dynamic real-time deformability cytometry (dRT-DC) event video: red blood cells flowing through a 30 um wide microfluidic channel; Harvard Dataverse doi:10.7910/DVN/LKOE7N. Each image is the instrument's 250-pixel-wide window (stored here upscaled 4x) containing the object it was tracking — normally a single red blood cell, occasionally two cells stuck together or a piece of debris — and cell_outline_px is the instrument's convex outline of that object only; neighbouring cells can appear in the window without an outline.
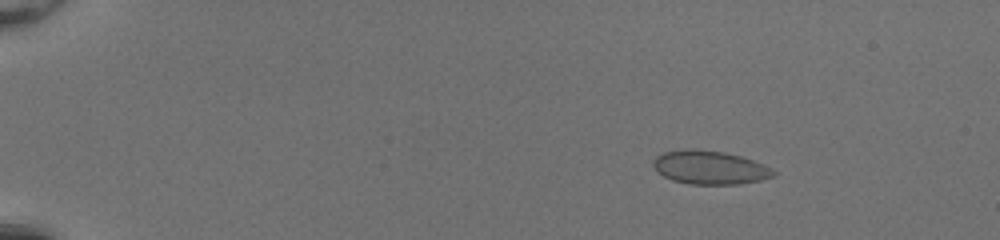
{"species": "common noctule bat (a hibernating species)", "species_latin": "Nyctalus noctula", "temperature_condition": "room temperature", "stored_images_in_passage": 53, "camera_frame_rate_fps": 3000, "um_per_image_px": 0.085, "animal": {"sex": "female", "body_mass_g": 20.0, "forearm_length_mm": 54.0}, "frame": {"image": 1, "passage_image": 9, "time_ms": 2.667, "image_size_px": [1000, 240], "cell_outline_px": [[776, 176], [760, 180], [740, 184], [688, 184], [672, 180], [664, 176], [652, 164], [652, 160], [656, 156], [664, 152], [688, 148], [696, 148], [724, 152], [740, 156], [752, 160], [772, 168], [776, 172]], "centroid_in_image_um": [60.34, 14.23], "position_along_channel_um": 24.7, "area_um2": 23.58}}
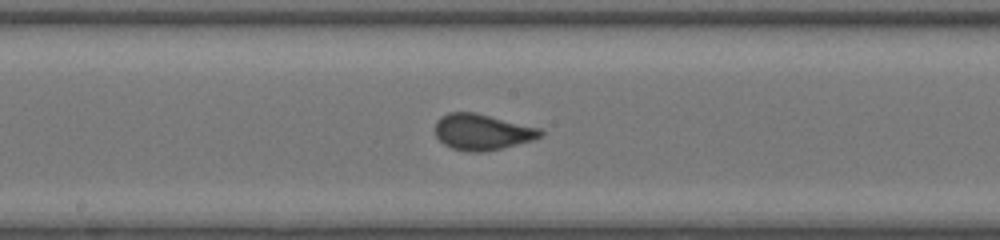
{"frame": {"image": 2, "passage_image": 31, "time_ms": 10.0, "image_size_px": [1000, 240], "cell_outline_px": [[544, 136], [532, 140], [504, 148], [484, 152], [468, 152], [452, 148], [444, 144], [436, 136], [436, 120], [440, 116], [448, 112], [476, 112], [540, 128], [544, 132]], "centroid_in_image_um": [41.0, 11.22], "position_along_channel_um": 207.2, "area_um2": 22.31}}
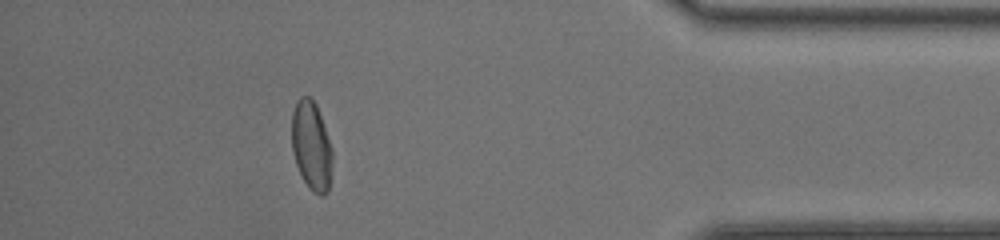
{"frame": {"image": 3, "passage_image": 48, "time_ms": 15.667, "image_size_px": [1000, 240], "cell_outline_px": [[332, 160], [328, 192], [324, 196], [320, 196], [312, 192], [308, 188], [296, 164], [292, 152], [292, 112], [296, 100], [300, 96], [312, 96], [316, 104], [332, 148]], "centroid_in_image_um": [26.46, 12.38], "position_along_channel_um": 408.7, "area_um2": 21.21}, "authors_computed_cell_mechanics": {"area_um2": 22.3108, "velocity_mm_per_s": 4.1563, "shape_relaxation_time_tau1_ms": 5.2973, "shape_relaxation_time_tau2_ms": null, "deformation_change_tau1": 0.1366, "deformation_change_tau2": null}}